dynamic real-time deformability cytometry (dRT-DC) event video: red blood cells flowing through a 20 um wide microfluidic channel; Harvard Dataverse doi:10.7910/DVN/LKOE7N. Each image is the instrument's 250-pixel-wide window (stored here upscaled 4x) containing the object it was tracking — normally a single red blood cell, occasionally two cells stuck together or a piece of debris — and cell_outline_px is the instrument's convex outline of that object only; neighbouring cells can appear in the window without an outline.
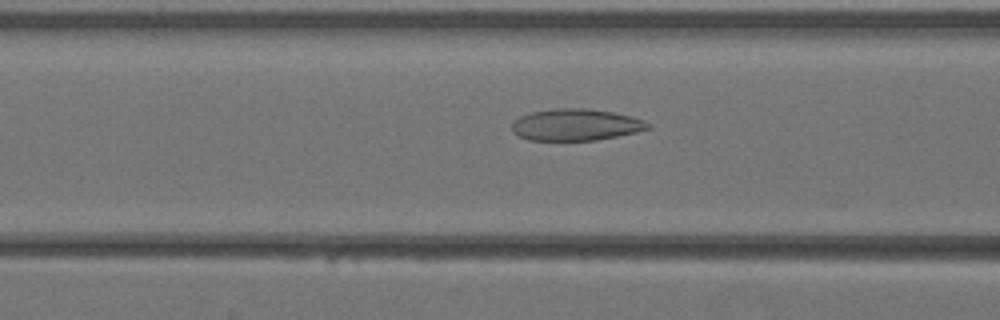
{"species": "Egyptian fruit bat (a non-hibernating species)", "species_latin": "Rousettus aegyptiacus", "temperature_condition": "warm", "stored_images_in_passage": 12, "camera_frame_rate_fps": 3000, "um_per_image_px": 0.085, "animal": {"sex": "female"}, "frame": {"image": 1, "passage_image": 10, "time_ms": 3.0, "image_size_px": [1000, 320], "cell_outline_px": [[652, 128], [636, 132], [596, 140], [528, 140], [512, 132], [512, 120], [520, 116], [532, 112], [556, 108], [584, 108], [612, 112], [632, 116], [644, 120], [652, 124]], "centroid_in_image_um": [48.95, 10.6], "position_along_channel_um": 117.6, "area_um2": 25.2}}